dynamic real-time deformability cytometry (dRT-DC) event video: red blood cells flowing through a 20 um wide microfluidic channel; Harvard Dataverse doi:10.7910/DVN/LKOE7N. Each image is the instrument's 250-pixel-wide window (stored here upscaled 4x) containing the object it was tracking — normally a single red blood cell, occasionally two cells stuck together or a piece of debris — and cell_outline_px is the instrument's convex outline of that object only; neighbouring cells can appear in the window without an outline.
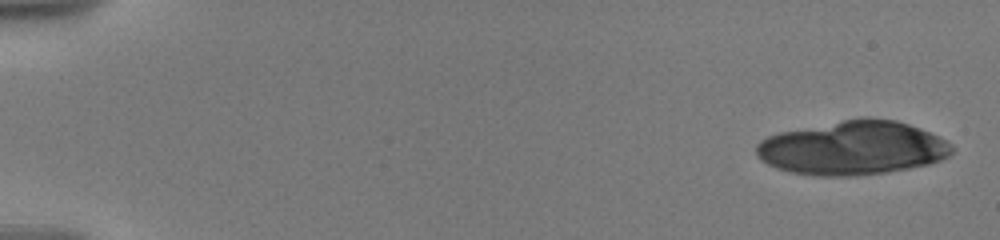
{"species": "human", "species_latin": "Homo sapiens", "temperature_condition": "warm", "stored_images_in_passage": 14, "camera_frame_rate_fps": 3000, "um_per_image_px": 0.085, "donor": {"sex": "male"}, "frame": {"image": 1, "passage_image": 1, "time_ms": 0.0, "image_size_px": [1000, 240], "cell_outline_px": [[952, 152], [948, 156], [940, 160], [928, 164], [908, 168], [884, 172], [856, 176], [812, 176], [788, 172], [776, 168], [760, 160], [756, 156], [756, 144], [760, 140], [768, 136], [780, 132], [864, 116], [868, 116], [896, 120], [920, 128], [952, 144]], "centroid_in_image_um": [72.43, 12.58], "position_along_channel_um": 12.6, "area_um2": 61.56}}